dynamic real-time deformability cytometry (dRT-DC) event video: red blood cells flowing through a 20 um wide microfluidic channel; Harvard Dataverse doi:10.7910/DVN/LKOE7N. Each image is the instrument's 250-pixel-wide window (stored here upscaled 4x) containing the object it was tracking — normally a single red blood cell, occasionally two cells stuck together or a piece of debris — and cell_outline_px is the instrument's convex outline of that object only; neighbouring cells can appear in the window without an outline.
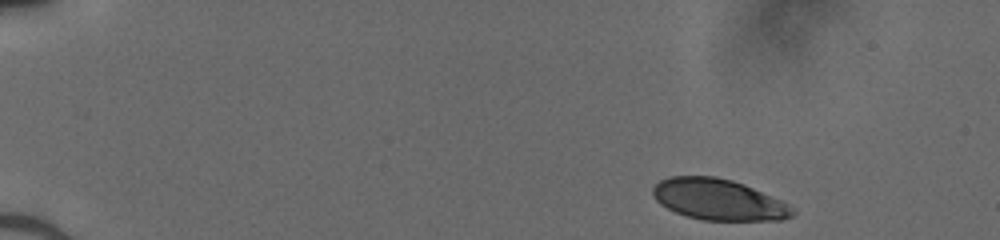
{"species": "human", "species_latin": "Homo sapiens", "temperature_condition": "cold", "stored_images_in_passage": 45, "camera_frame_rate_fps": 3000, "um_per_image_px": 0.085, "donor": {"sex": "male"}, "frame": {"image": 1, "passage_image": 1, "time_ms": 0.0, "image_size_px": [1000, 240], "cell_outline_px": [[796, 212], [792, 216], [780, 220], [704, 220], [688, 216], [676, 212], [660, 204], [656, 200], [652, 192], [652, 188], [660, 180], [668, 176], [716, 176], [732, 180], [744, 184], [780, 200], [796, 208]], "centroid_in_image_um": [61.08, 16.96], "position_along_channel_um": 23.9, "area_um2": 33.35}}
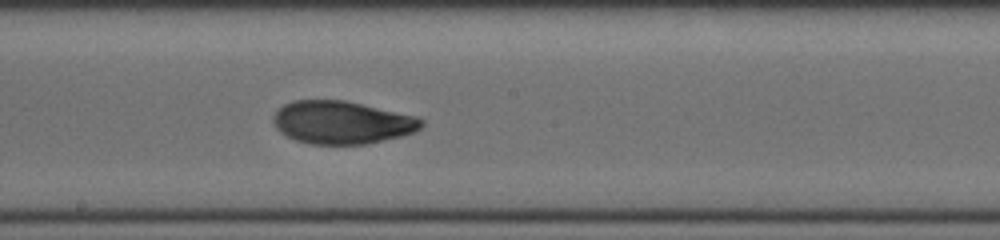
{"frame": {"image": 2, "passage_image": 24, "time_ms": 7.667, "image_size_px": [1000, 240], "cell_outline_px": [[424, 124], [420, 128], [412, 132], [400, 136], [364, 144], [308, 144], [296, 140], [280, 132], [276, 128], [272, 120], [272, 116], [284, 104], [292, 100], [344, 100], [416, 116], [424, 120]], "centroid_in_image_um": [29.03, 10.4], "position_along_channel_um": 219.2, "area_um2": 36.82}}
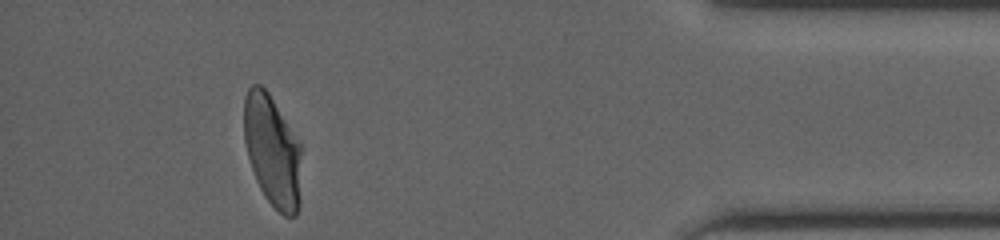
{"frame": {"image": 3, "passage_image": 41, "time_ms": 13.333, "image_size_px": [1000, 240], "cell_outline_px": [[300, 204], [296, 216], [284, 216], [264, 196], [256, 180], [248, 156], [244, 140], [244, 96], [248, 88], [252, 84], [260, 84], [268, 92], [300, 144]], "centroid_in_image_um": [23.14, 12.83], "position_along_channel_um": 412.1, "area_um2": 37.05}}